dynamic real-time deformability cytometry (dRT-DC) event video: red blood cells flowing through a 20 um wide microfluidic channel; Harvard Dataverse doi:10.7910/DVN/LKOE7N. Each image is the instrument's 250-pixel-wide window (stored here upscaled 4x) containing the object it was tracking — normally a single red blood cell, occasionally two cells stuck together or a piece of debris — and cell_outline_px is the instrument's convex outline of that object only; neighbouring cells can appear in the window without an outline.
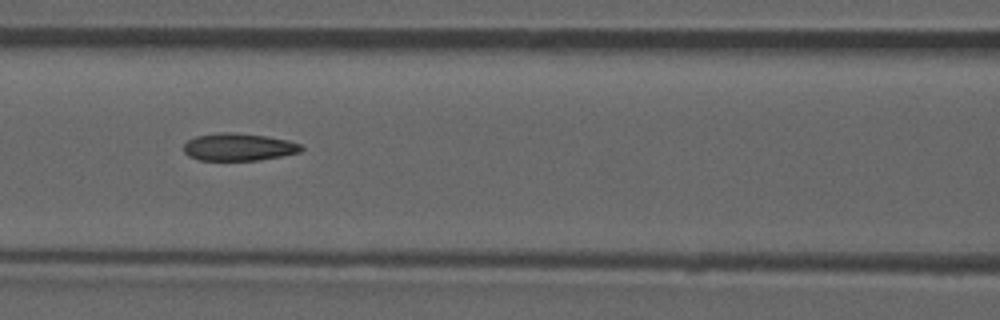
{"species": "common noctule bat (a hibernating species)", "species_latin": "Nyctalus noctula", "temperature_condition": "room temperature", "stored_images_in_passage": 53, "camera_frame_rate_fps": 3000, "um_per_image_px": 0.085, "animal": {"sex": "male", "forearm_length_mm": 52.5}, "frame": {"image": 1, "passage_image": 23, "time_ms": 7.333, "image_size_px": [1000, 320], "cell_outline_px": [[304, 148], [300, 152], [260, 160], [200, 160], [188, 156], [184, 152], [184, 144], [188, 140], [196, 136], [220, 132], [232, 132], [268, 136], [288, 140], [300, 144]], "centroid_in_image_um": [20.28, 12.49], "position_along_channel_um": 146.3, "area_um2": 18.84}, "authors_computed_cell_mechanics": {"area_um2": 19.1318, "velocity_mm_per_s": 3.8692, "shape_relaxation_time_tau1_ms": null, "shape_relaxation_time_tau2_ms": 1.9933, "deformation_change_tau1": null, "deformation_change_tau2": 0.0987}}